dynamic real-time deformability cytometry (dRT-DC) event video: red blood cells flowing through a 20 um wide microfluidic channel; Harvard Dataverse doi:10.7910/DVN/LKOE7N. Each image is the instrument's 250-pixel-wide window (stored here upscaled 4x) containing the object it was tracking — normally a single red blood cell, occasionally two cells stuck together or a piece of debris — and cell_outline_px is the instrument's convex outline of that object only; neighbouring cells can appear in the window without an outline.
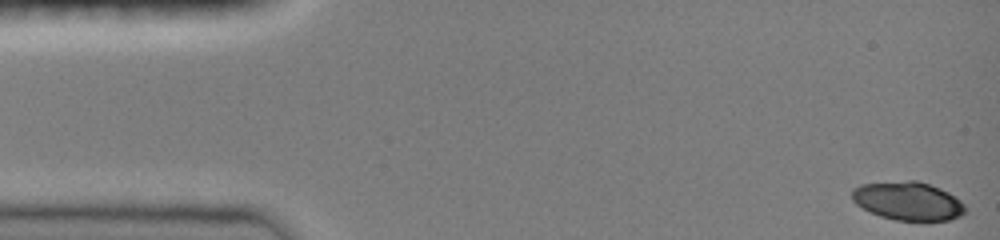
{"species": "common noctule bat (a hibernating species)", "species_latin": "Nyctalus noctula", "temperature_condition": "room temperature", "stored_images_in_passage": 42, "camera_frame_rate_fps": 3000, "um_per_image_px": 0.085, "animal": {"sex": "female", "body_mass_g": 19.0, "forearm_length_mm": 51.5}, "frame": {"image": 1, "passage_image": 1, "time_ms": 0.0, "image_size_px": [1000, 240], "cell_outline_px": [[964, 212], [960, 216], [948, 220], [896, 220], [880, 216], [856, 204], [852, 200], [852, 188], [860, 184], [908, 180], [916, 180], [940, 188], [948, 192], [960, 200], [964, 208]], "centroid_in_image_um": [77.15, 17.07], "position_along_channel_um": 7.9, "area_um2": 25.14}}
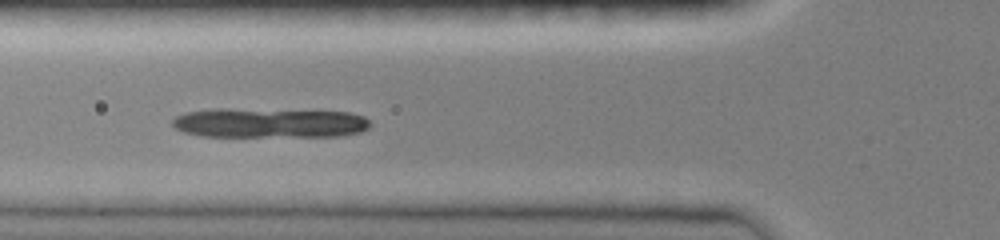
{"frame": {"image": 2, "passage_image": 17, "time_ms": 5.333, "image_size_px": [1000, 240], "cell_outline_px": [[372, 124], [368, 128], [360, 132], [336, 136], [200, 136], [184, 132], [176, 128], [172, 124], [172, 120], [176, 116], [184, 112], [212, 108], [228, 108], [348, 112], [364, 116]], "centroid_in_image_um": [22.86, 10.44], "position_along_channel_um": 102.9, "area_um2": 34.45}}
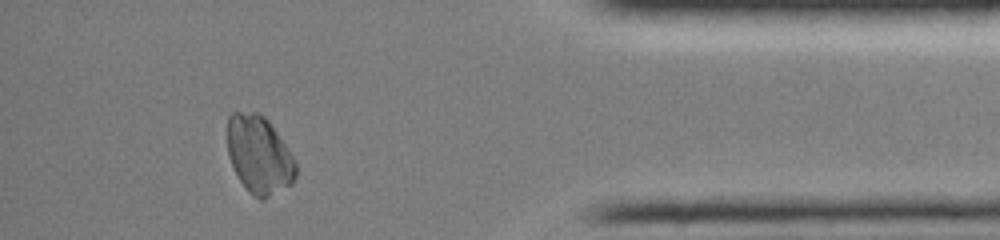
{"frame": {"image": 3, "passage_image": 40, "time_ms": 13.0, "image_size_px": [1000, 240], "cell_outline_px": [[296, 176], [292, 184], [264, 200], [260, 200], [252, 196], [240, 180], [228, 156], [228, 116], [232, 112], [256, 112], [264, 116], [268, 120], [288, 148], [296, 164]], "centroid_in_image_um": [22.03, 13.17], "position_along_channel_um": 413.2, "area_um2": 31.04}}